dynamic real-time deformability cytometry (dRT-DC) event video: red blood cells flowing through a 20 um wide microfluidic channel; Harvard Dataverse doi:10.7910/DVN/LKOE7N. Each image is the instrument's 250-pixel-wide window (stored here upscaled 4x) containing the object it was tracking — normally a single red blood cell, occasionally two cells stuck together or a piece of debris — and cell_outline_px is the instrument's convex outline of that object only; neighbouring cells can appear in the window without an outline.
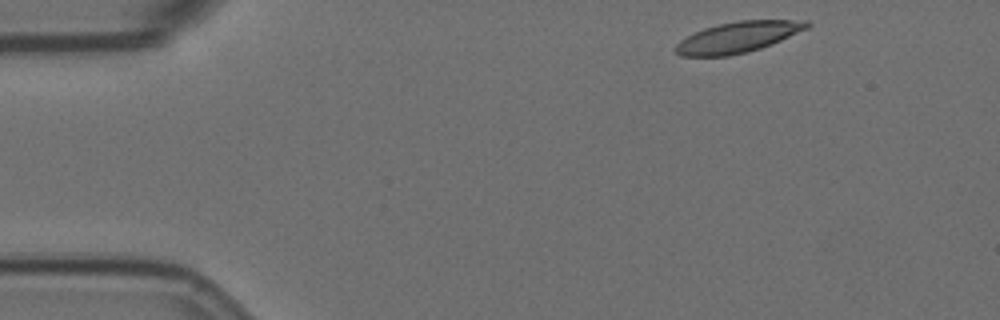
{"species": "Egyptian fruit bat (a non-hibernating species)", "species_latin": "Rousettus aegyptiacus", "temperature_condition": "room temperature", "stored_images_in_passage": 4, "camera_frame_rate_fps": 3000, "um_per_image_px": 0.085, "animal": {"sex": "female"}, "frame": {"image": 1, "passage_image": 1, "time_ms": 0.0, "image_size_px": [1000, 320], "cell_outline_px": [[812, 24], [808, 28], [772, 44], [748, 52], [728, 56], [680, 56], [676, 52], [676, 44], [680, 40], [704, 28], [720, 24], [740, 20], [808, 20]], "centroid_in_image_um": [62.76, 3.16], "position_along_channel_um": 22.2, "area_um2": 23.47}}
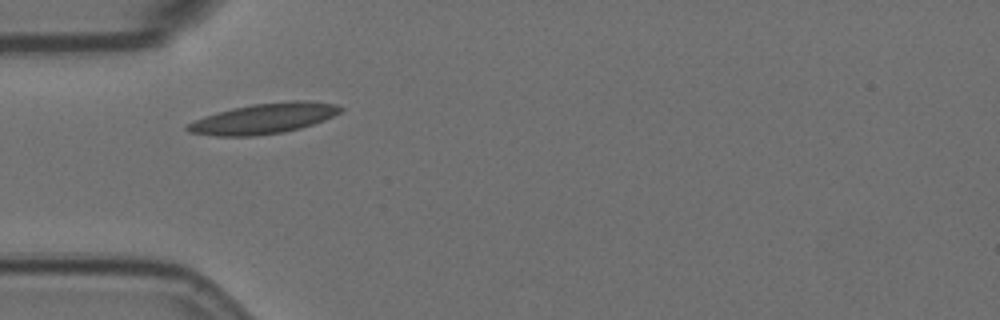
{"frame": {"image": 2, "passage_image": 3, "time_ms": 3.333, "image_size_px": [1000, 320], "cell_outline_px": [[344, 108], [340, 112], [324, 120], [300, 128], [284, 132], [252, 136], [216, 136], [188, 132], [184, 128], [184, 124], [204, 116], [216, 112], [232, 108], [252, 104], [292, 100], [308, 100], [336, 104]], "centroid_in_image_um": [22.38, 10.07], "position_along_channel_um": 62.6, "area_um2": 27.28}}
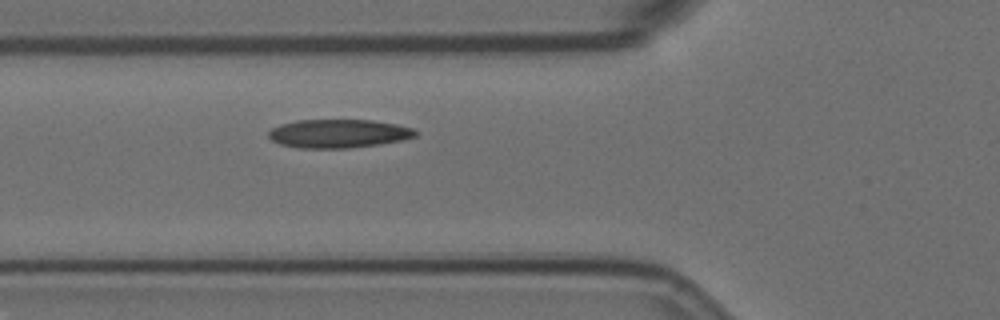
{"frame": {"image": 3, "passage_image": 4, "time_ms": 4.333, "image_size_px": [1000, 320], "cell_outline_px": [[420, 132], [416, 136], [404, 140], [348, 148], [296, 148], [280, 144], [272, 140], [268, 136], [268, 132], [272, 128], [280, 124], [296, 120], [372, 120], [396, 124], [412, 128]], "centroid_in_image_um": [28.77, 11.35], "position_along_channel_um": 97.0, "area_um2": 24.51}}